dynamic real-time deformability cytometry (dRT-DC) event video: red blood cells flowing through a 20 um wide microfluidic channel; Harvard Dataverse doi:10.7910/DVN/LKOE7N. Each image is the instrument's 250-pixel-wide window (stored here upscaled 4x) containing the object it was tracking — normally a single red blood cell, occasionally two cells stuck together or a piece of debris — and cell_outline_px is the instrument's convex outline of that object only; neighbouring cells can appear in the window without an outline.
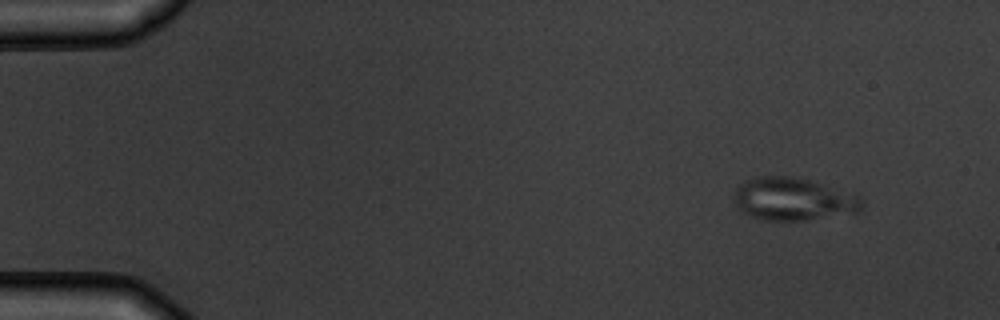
{"species": "common noctule bat (a hibernating species)", "species_latin": "Nyctalus noctula", "temperature_condition": "warm", "stored_images_in_passage": 4, "camera_frame_rate_fps": 3000, "um_per_image_px": 0.085, "animal": {"sex": "male", "body_mass_g": 19.5, "forearm_length_mm": 54.6}, "frame": {"image": 1, "passage_image": 1, "time_ms": 0.0, "image_size_px": [1000, 320], "cell_outline_px": [[864, 204], [856, 212], [804, 220], [760, 220], [748, 216], [740, 212], [732, 196], [736, 188], [744, 180], [760, 176], [792, 176], [860, 192], [864, 200]], "centroid_in_image_um": [67.46, 16.91], "position_along_channel_um": 17.5, "area_um2": 32.66}}